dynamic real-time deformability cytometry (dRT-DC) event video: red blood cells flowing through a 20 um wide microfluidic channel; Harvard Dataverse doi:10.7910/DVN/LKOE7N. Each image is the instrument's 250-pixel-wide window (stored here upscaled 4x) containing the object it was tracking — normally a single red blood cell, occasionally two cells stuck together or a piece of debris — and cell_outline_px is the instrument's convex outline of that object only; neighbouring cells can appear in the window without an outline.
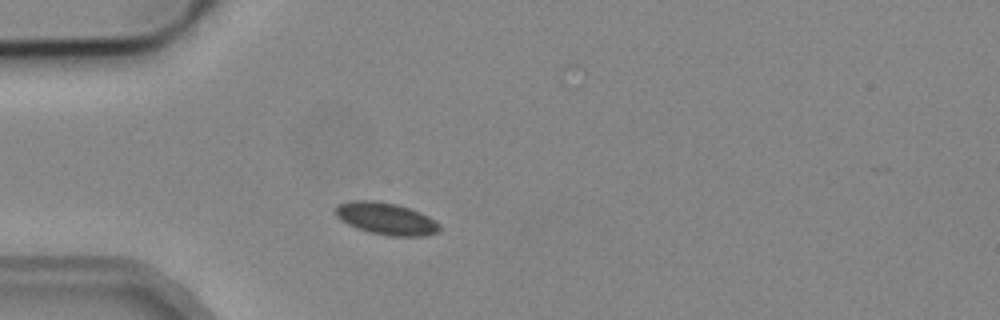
{"species": "common noctule bat (a hibernating species)", "species_latin": "Nyctalus noctula", "temperature_condition": "cold", "stored_images_in_passage": 1, "camera_frame_rate_fps": 3000, "um_per_image_px": 0.085, "animal": {"sex": "male", "body_mass_g": 19.2, "forearm_length_mm": 51.8}, "frame": {"image": 1, "passage_image": 1, "time_ms": 0.0, "image_size_px": [1000, 320], "cell_outline_px": [[440, 232], [424, 236], [388, 236], [368, 232], [356, 228], [340, 220], [332, 212], [340, 204], [352, 200], [376, 200], [396, 204], [420, 212], [436, 220], [440, 224]], "centroid_in_image_um": [32.82, 18.59], "position_along_channel_um": 52.2, "area_um2": 19.71}}